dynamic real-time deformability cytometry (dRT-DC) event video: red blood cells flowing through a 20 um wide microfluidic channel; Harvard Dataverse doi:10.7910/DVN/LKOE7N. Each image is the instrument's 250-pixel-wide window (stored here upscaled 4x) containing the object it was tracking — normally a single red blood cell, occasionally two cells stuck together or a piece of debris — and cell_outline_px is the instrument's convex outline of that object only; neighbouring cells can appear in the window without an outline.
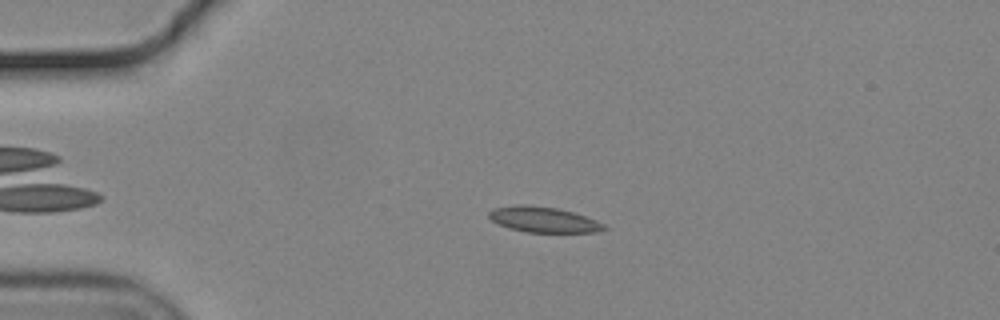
{"species": "common noctule bat (a hibernating species)", "species_latin": "Nyctalus noctula", "temperature_condition": "cold", "stored_images_in_passage": 35, "camera_frame_rate_fps": 3000, "um_per_image_px": 0.085, "animal": {"sex": "male", "body_mass_g": 19.2, "forearm_length_mm": 51.8}, "frame": {"image": 1, "passage_image": 4, "time_ms": 1.0, "image_size_px": [1000, 320], "cell_outline_px": [[608, 228], [596, 232], [528, 232], [512, 228], [500, 224], [492, 220], [488, 216], [488, 212], [492, 208], [516, 204], [528, 204], [556, 208], [572, 212], [596, 220], [604, 224]], "centroid_in_image_um": [46.18, 18.65], "position_along_channel_um": 38.8, "area_um2": 16.99}}
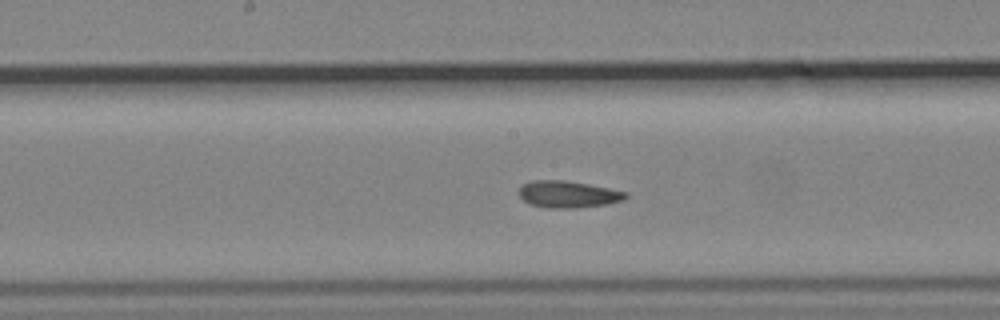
{"frame": {"image": 2, "passage_image": 20, "time_ms": 6.333, "image_size_px": [1000, 320], "cell_outline_px": [[628, 196], [624, 200], [608, 204], [576, 208], [548, 208], [532, 204], [524, 200], [520, 196], [520, 188], [524, 184], [532, 180], [564, 180], [588, 184], [628, 192]], "centroid_in_image_um": [48.33, 16.51], "position_along_channel_um": 199.9, "area_um2": 16.59}}
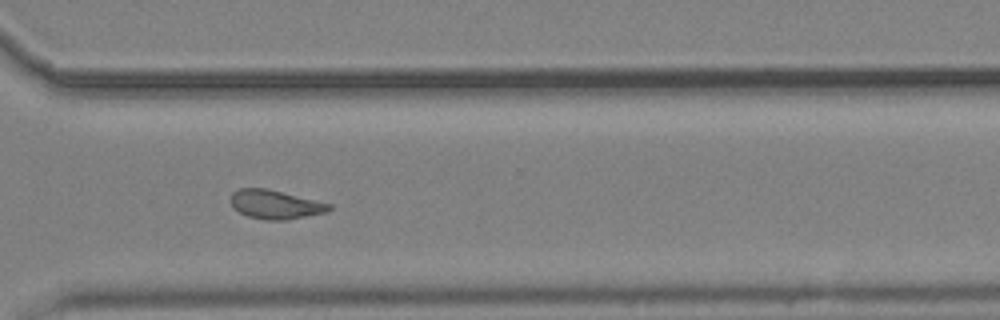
{"frame": {"image": 3, "passage_image": 32, "time_ms": 10.333, "image_size_px": [1000, 320], "cell_outline_px": [[332, 208], [324, 212], [284, 220], [264, 220], [248, 216], [232, 208], [232, 192], [240, 188], [268, 188], [332, 204]], "centroid_in_image_um": [23.38, 17.37], "position_along_channel_um": 347.2, "area_um2": 16.42}, "authors_computed_cell_mechanics": {"area_um2": 16.5886, "velocity_mm_per_s": 3.6922, "shape_relaxation_time_tau1_ms": null, "shape_relaxation_time_tau2_ms": 2.653, "deformation_change_tau1": null, "deformation_change_tau2": 0.086}}